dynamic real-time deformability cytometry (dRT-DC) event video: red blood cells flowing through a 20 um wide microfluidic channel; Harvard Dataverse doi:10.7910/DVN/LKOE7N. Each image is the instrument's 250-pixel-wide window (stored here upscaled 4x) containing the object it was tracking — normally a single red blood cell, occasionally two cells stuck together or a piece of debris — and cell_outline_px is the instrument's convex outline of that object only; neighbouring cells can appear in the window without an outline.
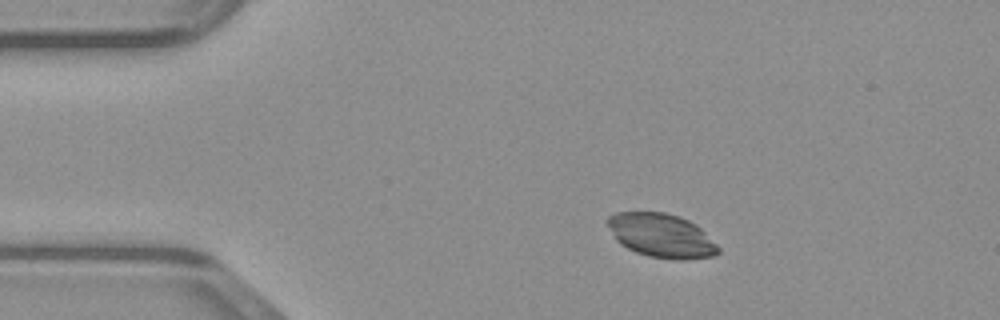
{"species": "common noctule bat (a hibernating species)", "species_latin": "Nyctalus noctula", "temperature_condition": "warm", "stored_images_in_passage": 48, "camera_frame_rate_fps": 3000, "um_per_image_px": 0.085, "animal": {"sex": "male", "body_mass_g": 23.1, "forearm_length_mm": 52.7}, "frame": {"image": 1, "passage_image": 8, "time_ms": 2.333, "image_size_px": [1000, 320], "cell_outline_px": [[720, 252], [716, 256], [684, 260], [676, 260], [648, 256], [636, 252], [620, 244], [616, 240], [604, 220], [608, 216], [616, 212], [664, 212], [680, 216], [696, 224], [720, 248]], "centroid_in_image_um": [56.21, 20.02], "position_along_channel_um": 28.8, "area_um2": 28.55}}
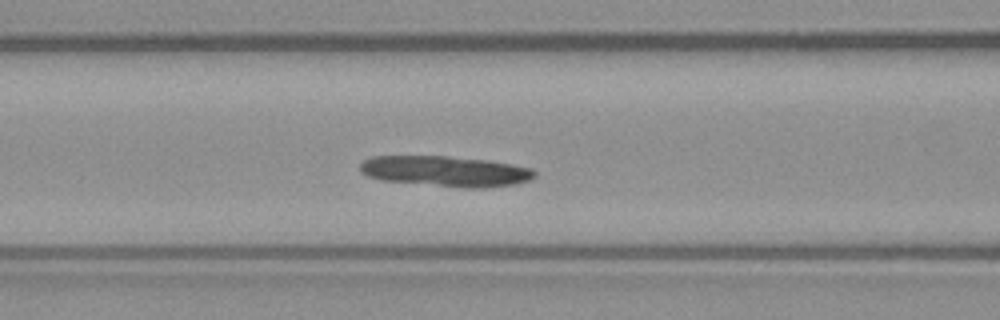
{"frame": {"image": 2, "passage_image": 19, "time_ms": 6.0, "image_size_px": [1000, 320], "cell_outline_px": [[536, 176], [532, 180], [516, 184], [484, 188], [464, 188], [384, 180], [368, 176], [360, 172], [360, 164], [364, 160], [372, 156], [448, 156], [488, 160], [512, 164], [532, 168], [536, 172]], "centroid_in_image_um": [37.93, 14.55], "position_along_channel_um": 128.7, "area_um2": 31.21}}
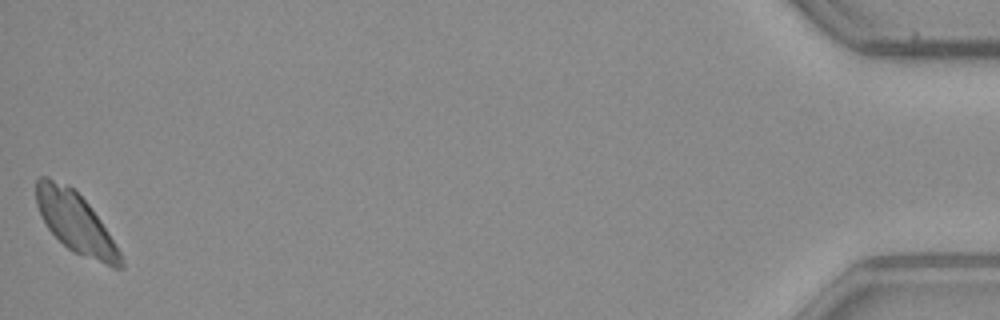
{"frame": {"image": 3, "passage_image": 48, "time_ms": 15.667, "image_size_px": [1000, 320], "cell_outline_px": [[124, 268], [112, 268], [76, 252], [68, 248], [48, 228], [40, 216], [36, 204], [36, 180], [40, 176], [48, 176], [68, 184], [88, 204], [100, 220], [120, 252], [124, 260]], "centroid_in_image_um": [6.4, 18.9], "position_along_channel_um": 428.8, "area_um2": 29.36}}